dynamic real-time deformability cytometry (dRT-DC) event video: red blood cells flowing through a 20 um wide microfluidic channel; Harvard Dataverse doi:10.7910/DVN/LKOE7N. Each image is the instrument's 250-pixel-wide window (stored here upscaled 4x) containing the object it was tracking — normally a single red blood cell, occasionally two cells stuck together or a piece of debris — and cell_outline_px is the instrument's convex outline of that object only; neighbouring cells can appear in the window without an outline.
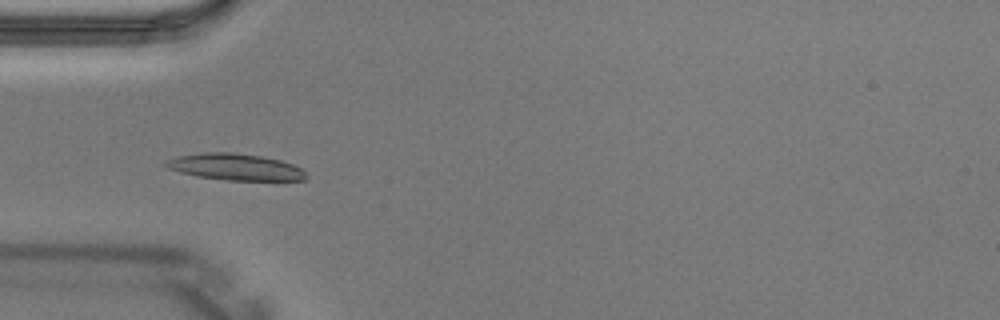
{"species": "Egyptian fruit bat (a non-hibernating species)", "species_latin": "Rousettus aegyptiacus", "temperature_condition": "warm", "stored_images_in_passage": 3, "camera_frame_rate_fps": 3000, "um_per_image_px": 0.085, "animal": {"sex": "male"}, "frame": {"image": 1, "passage_image": 3, "time_ms": 0.667, "image_size_px": [1000, 320], "cell_outline_px": [[308, 176], [304, 180], [228, 180], [196, 176], [180, 172], [168, 168], [160, 164], [164, 160], [180, 156], [204, 152], [232, 152], [260, 156], [280, 160], [292, 164], [300, 168]], "centroid_in_image_um": [19.95, 14.19], "position_along_channel_um": 65.1, "area_um2": 21.62}}